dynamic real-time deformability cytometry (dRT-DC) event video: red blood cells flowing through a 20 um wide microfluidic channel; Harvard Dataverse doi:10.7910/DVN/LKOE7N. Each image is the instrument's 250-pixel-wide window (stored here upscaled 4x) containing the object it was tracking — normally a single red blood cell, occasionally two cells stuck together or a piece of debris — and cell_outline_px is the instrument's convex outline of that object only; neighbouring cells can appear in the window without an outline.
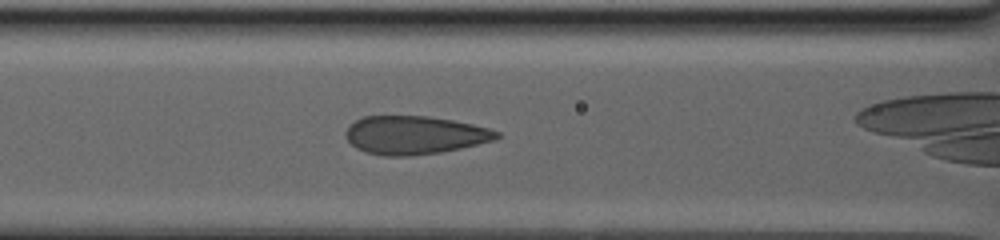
{"species": "human", "species_latin": "Homo sapiens", "temperature_condition": "warm", "stored_images_in_passage": 24, "camera_frame_rate_fps": 3000, "um_per_image_px": 0.085, "donor": {"sex": "male"}, "frame": {"image": 1, "passage_image": 6, "time_ms": 3.0, "image_size_px": [1000, 240], "cell_outline_px": [[500, 136], [496, 140], [460, 148], [440, 152], [408, 156], [384, 156], [364, 152], [356, 148], [348, 140], [348, 128], [356, 120], [364, 116], [428, 116], [452, 120], [472, 124], [488, 128], [500, 132]], "centroid_in_image_um": [35.27, 11.49], "position_along_channel_um": 131.3, "area_um2": 33.47}}
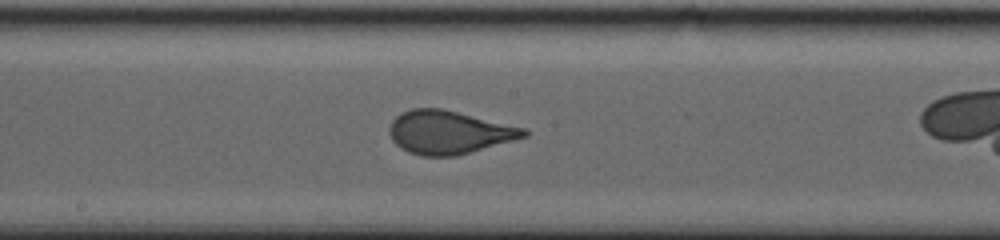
{"frame": {"image": 2, "passage_image": 11, "time_ms": 6.333, "image_size_px": [1000, 240], "cell_outline_px": [[532, 132], [528, 136], [456, 156], [420, 156], [408, 152], [400, 148], [392, 140], [388, 132], [388, 128], [392, 120], [396, 116], [412, 108], [440, 108], [524, 128]], "centroid_in_image_um": [38.13, 11.26], "position_along_channel_um": 210.1, "area_um2": 33.76}}
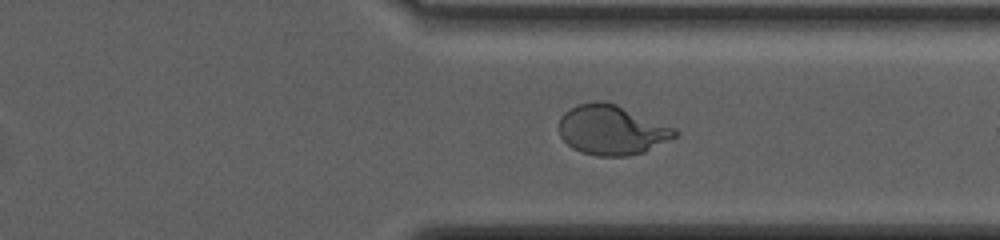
{"frame": {"image": 3, "passage_image": 22, "time_ms": 12.667, "image_size_px": [1000, 240], "cell_outline_px": [[680, 132], [676, 136], [644, 152], [628, 156], [596, 156], [580, 152], [572, 148], [560, 136], [560, 116], [564, 112], [576, 104], [592, 100], [604, 100], [616, 104], [676, 128]], "centroid_in_image_um": [51.98, 11.03], "position_along_channel_um": 359.4, "area_um2": 33.81}}